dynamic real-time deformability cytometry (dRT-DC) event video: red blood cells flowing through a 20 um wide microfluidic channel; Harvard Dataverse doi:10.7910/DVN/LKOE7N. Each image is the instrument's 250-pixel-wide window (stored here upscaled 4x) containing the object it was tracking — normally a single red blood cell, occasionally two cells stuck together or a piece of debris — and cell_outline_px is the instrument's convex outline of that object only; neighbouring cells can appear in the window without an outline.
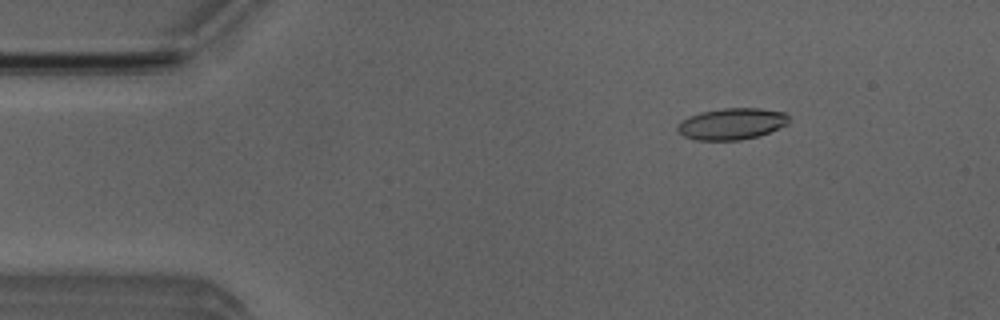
{"species": "Egyptian fruit bat (a non-hibernating species)", "species_latin": "Rousettus aegyptiacus", "temperature_condition": "room temperature", "stored_images_in_passage": 49, "camera_frame_rate_fps": 3000, "um_per_image_px": 0.085, "animal": {"sex": "male"}, "frame": {"image": 1, "passage_image": 5, "time_ms": 1.333, "image_size_px": [1000, 320], "cell_outline_px": [[788, 124], [768, 132], [756, 136], [740, 140], [696, 140], [684, 136], [676, 128], [676, 124], [688, 116], [700, 112], [724, 108], [760, 108], [784, 112], [788, 116]], "centroid_in_image_um": [62.16, 10.52], "position_along_channel_um": 22.8, "area_um2": 20.35}}
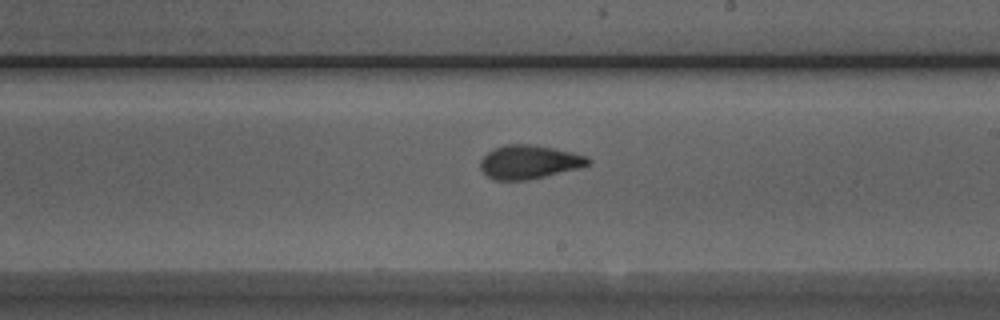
{"frame": {"image": 2, "passage_image": 27, "time_ms": 8.667, "image_size_px": [1000, 320], "cell_outline_px": [[592, 160], [588, 164], [580, 168], [528, 180], [492, 180], [480, 168], [480, 160], [488, 152], [504, 144], [532, 144], [572, 152], [588, 156]], "centroid_in_image_um": [44.98, 13.77], "position_along_channel_um": 244.0, "area_um2": 21.15}}
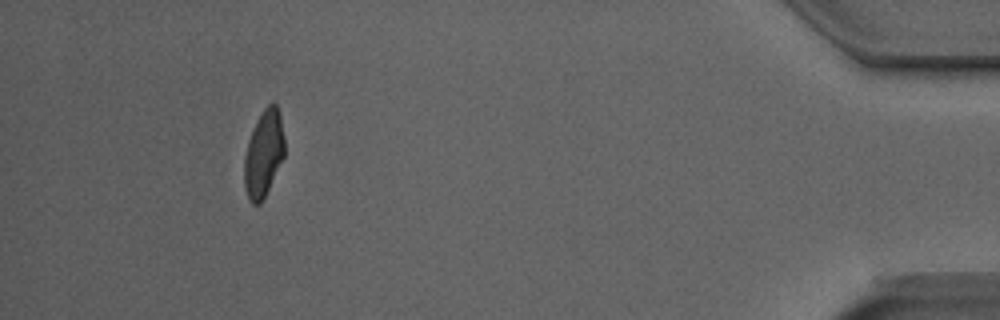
{"frame": {"image": 3, "passage_image": 45, "time_ms": 14.667, "image_size_px": [1000, 320], "cell_outline_px": [[284, 156], [260, 204], [252, 204], [248, 200], [244, 188], [244, 156], [248, 140], [256, 120], [264, 108], [272, 100], [276, 104], [280, 112], [284, 136]], "centroid_in_image_um": [22.4, 13.02], "position_along_channel_um": 412.8, "area_um2": 20.4}, "authors_computed_cell_mechanics": {"area_um2": 20.6924, "velocity_mm_per_s": 3.9757, "shape_relaxation_time_tau1_ms": 6.7369, "shape_relaxation_time_tau2_ms": 1.9524, "deformation_change_tau1": 0.2205, "deformation_change_tau2": 0.0927}}